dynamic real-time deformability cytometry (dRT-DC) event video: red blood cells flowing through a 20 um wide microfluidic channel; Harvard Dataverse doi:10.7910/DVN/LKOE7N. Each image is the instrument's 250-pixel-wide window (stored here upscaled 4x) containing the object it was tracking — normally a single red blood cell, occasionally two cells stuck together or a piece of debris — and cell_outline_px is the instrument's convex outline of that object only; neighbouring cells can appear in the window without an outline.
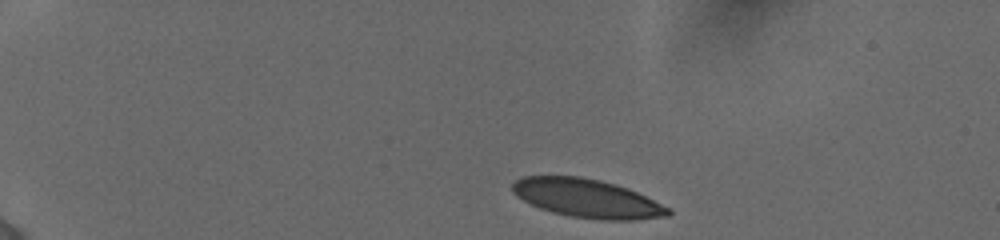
{"species": "human", "species_latin": "Homo sapiens", "temperature_condition": "cold", "stored_images_in_passage": 9, "camera_frame_rate_fps": 3000, "um_per_image_px": 0.085, "donor": {"sex": "female"}, "frame": {"image": 1, "passage_image": 1, "time_ms": 0.0, "image_size_px": [1000, 240], "cell_outline_px": [[672, 212], [668, 216], [636, 220], [600, 220], [572, 216], [552, 212], [540, 208], [516, 196], [512, 192], [512, 184], [520, 176], [580, 176], [600, 180], [616, 184], [628, 188], [668, 208]], "centroid_in_image_um": [49.87, 16.85], "position_along_channel_um": 35.1, "area_um2": 34.8}}
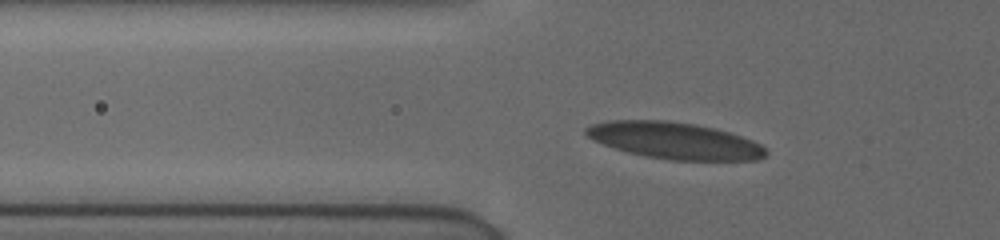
{"frame": {"image": 2, "passage_image": 6, "time_ms": 3.0, "image_size_px": [1000, 240], "cell_outline_px": [[768, 152], [764, 156], [756, 160], [672, 160], [644, 156], [628, 152], [592, 140], [584, 132], [584, 128], [592, 124], [608, 120], [668, 120], [696, 124], [728, 132], [752, 140], [760, 144]], "centroid_in_image_um": [57.31, 11.94], "position_along_channel_um": 68.5, "area_um2": 38.26}}
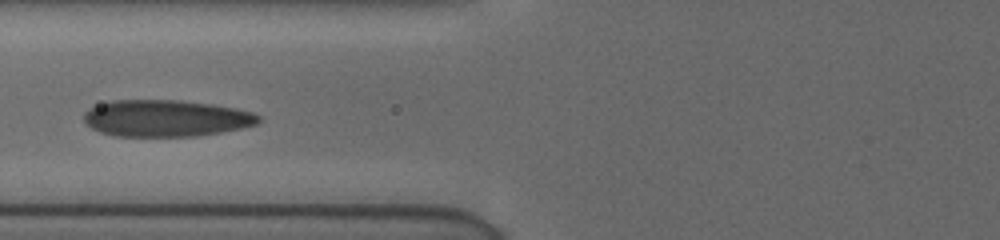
{"frame": {"image": 3, "passage_image": 8, "time_ms": 4.333, "image_size_px": [1000, 240], "cell_outline_px": [[264, 120], [256, 124], [240, 128], [220, 132], [196, 136], [116, 136], [100, 132], [84, 124], [84, 112], [88, 108], [112, 100], [176, 100], [212, 104], [236, 108], [252, 112], [260, 116]], "centroid_in_image_um": [14.09, 10.05], "position_along_channel_um": 111.7, "area_um2": 37.45}}